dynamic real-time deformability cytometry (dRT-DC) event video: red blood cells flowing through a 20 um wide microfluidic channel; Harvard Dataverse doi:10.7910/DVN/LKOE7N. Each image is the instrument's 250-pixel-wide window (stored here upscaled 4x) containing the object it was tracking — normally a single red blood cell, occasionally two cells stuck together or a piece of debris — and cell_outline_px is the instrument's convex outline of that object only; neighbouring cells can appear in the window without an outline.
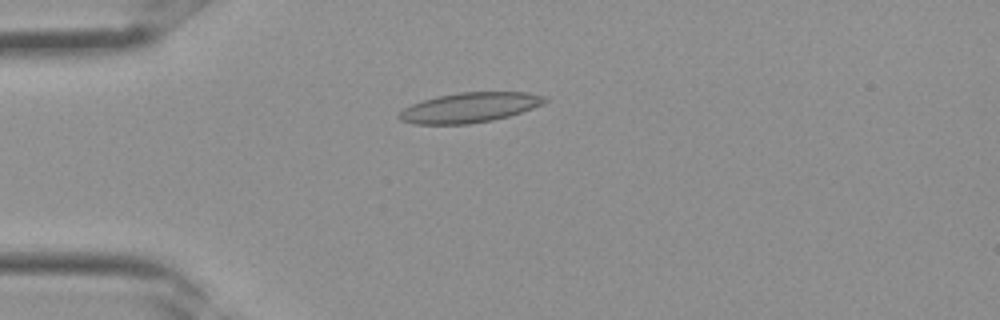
{"species": "Egyptian fruit bat (a non-hibernating species)", "species_latin": "Rousettus aegyptiacus", "temperature_condition": "room temperature", "stored_images_in_passage": 27, "camera_frame_rate_fps": 3000, "um_per_image_px": 0.085, "frame": {"image": 1, "passage_image": 2, "time_ms": 0.333, "image_size_px": [1000, 320], "cell_outline_px": [[548, 100], [544, 104], [508, 116], [492, 120], [468, 124], [412, 124], [400, 120], [396, 116], [404, 108], [412, 104], [436, 96], [460, 92], [528, 92], [544, 96]], "centroid_in_image_um": [39.9, 9.14], "position_along_channel_um": 45.1, "area_um2": 25.37}}
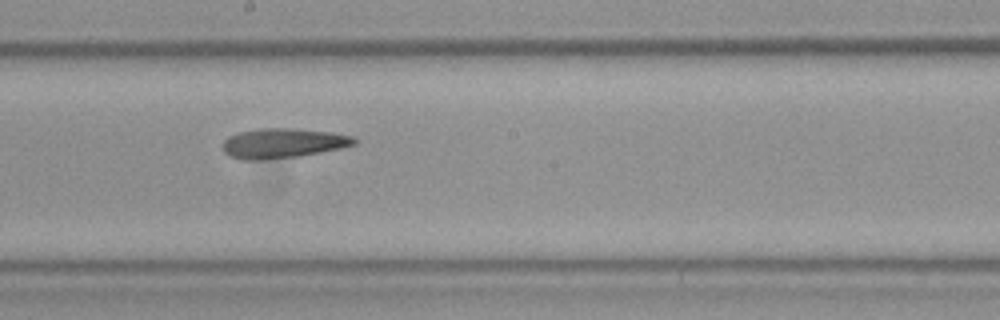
{"frame": {"image": 2, "passage_image": 12, "time_ms": 3.667, "image_size_px": [1000, 320], "cell_outline_px": [[356, 144], [340, 148], [300, 156], [260, 160], [240, 160], [224, 152], [224, 140], [228, 136], [236, 132], [260, 128], [292, 128], [332, 132], [352, 136], [356, 140]], "centroid_in_image_um": [24.02, 12.16], "position_along_channel_um": 224.2, "area_um2": 22.83}}
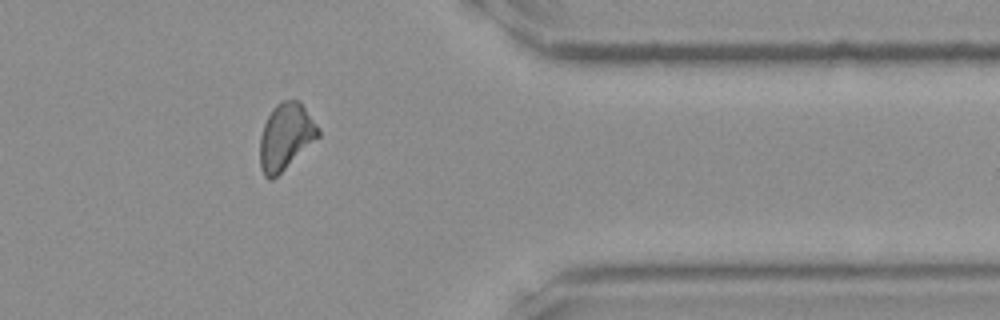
{"frame": {"image": 3, "passage_image": 21, "time_ms": 6.667, "image_size_px": [1000, 320], "cell_outline_px": [[320, 136], [272, 180], [268, 180], [264, 176], [260, 168], [260, 136], [264, 124], [272, 108], [280, 100], [300, 100], [320, 128]], "centroid_in_image_um": [24.29, 11.59], "position_along_channel_um": 387.1, "area_um2": 22.72}}